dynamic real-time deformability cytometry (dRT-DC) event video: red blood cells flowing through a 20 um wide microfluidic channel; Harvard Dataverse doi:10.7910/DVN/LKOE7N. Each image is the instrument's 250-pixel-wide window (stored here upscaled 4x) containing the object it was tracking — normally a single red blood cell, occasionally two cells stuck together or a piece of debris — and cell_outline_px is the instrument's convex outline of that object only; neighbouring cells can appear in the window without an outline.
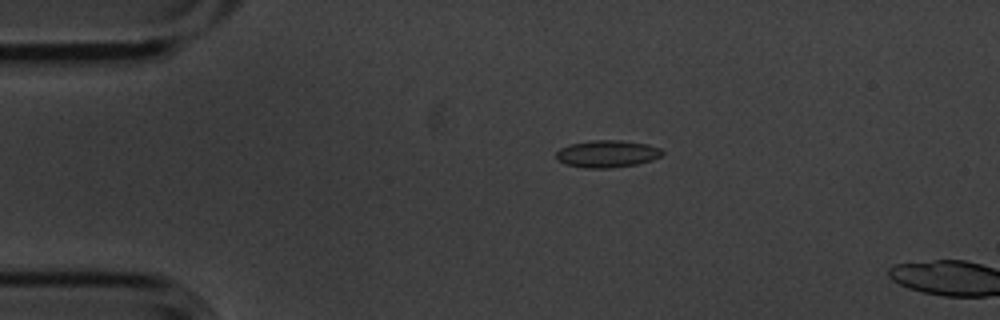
{"species": "common noctule bat (a hibernating species)", "species_latin": "Nyctalus noctula", "temperature_condition": "cold", "stored_images_in_passage": 2, "camera_frame_rate_fps": 3000, "um_per_image_px": 0.085, "animal": {"sex": "male", "body_mass_g": 20.1, "forearm_length_mm": 53.5}, "frame": {"image": 1, "passage_image": 1, "time_ms": 0.0, "image_size_px": [1000, 320], "cell_outline_px": [[664, 152], [660, 156], [652, 160], [636, 164], [608, 168], [584, 168], [564, 164], [556, 160], [556, 152], [560, 148], [568, 144], [592, 140], [620, 140], [648, 144], [660, 148]], "centroid_in_image_um": [51.56, 13.07], "position_along_channel_um": 33.4, "area_um2": 16.94}}